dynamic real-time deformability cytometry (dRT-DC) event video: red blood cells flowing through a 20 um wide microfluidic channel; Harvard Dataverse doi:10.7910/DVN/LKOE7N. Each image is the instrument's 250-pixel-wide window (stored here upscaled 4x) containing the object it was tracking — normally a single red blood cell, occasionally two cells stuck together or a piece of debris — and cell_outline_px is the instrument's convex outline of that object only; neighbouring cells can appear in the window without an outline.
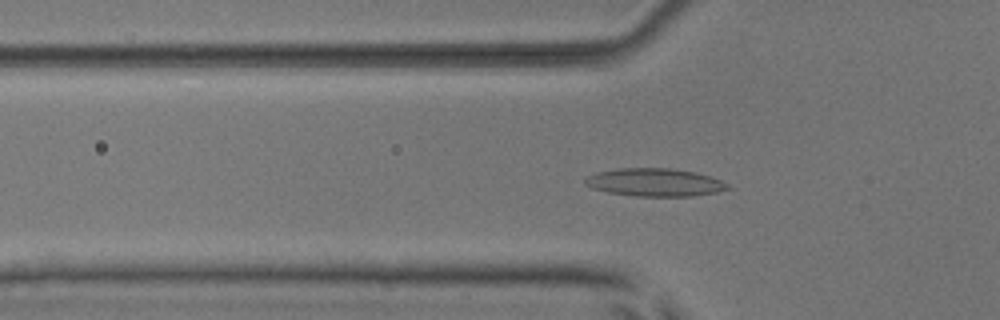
{"species": "common noctule bat (a hibernating species)", "species_latin": "Nyctalus noctula", "temperature_condition": "room temperature", "stored_images_in_passage": 42, "camera_frame_rate_fps": 3000, "um_per_image_px": 0.085, "animal": {"sex": "male", "body_mass_g": 17.9, "forearm_length_mm": 54.2}, "frame": {"image": 1, "passage_image": 12, "time_ms": 3.667, "image_size_px": [1000, 320], "cell_outline_px": [[732, 188], [716, 192], [692, 196], [636, 196], [608, 192], [592, 188], [584, 184], [584, 180], [588, 176], [596, 172], [620, 168], [668, 168], [696, 172], [720, 180], [728, 184]], "centroid_in_image_um": [55.64, 15.5], "position_along_channel_um": 70.2, "area_um2": 23.12}}
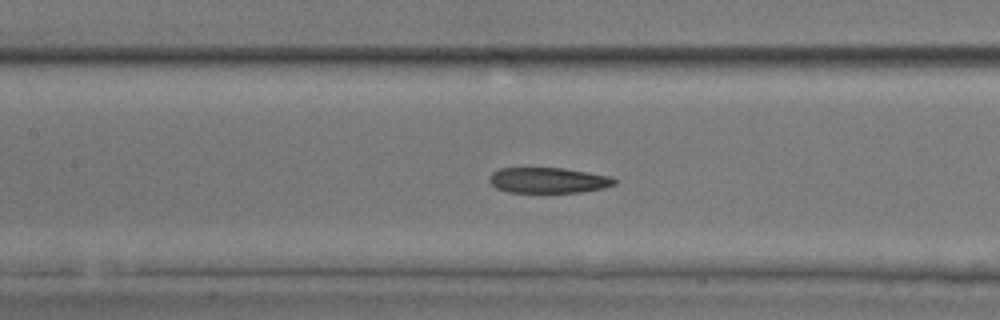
{"frame": {"image": 2, "passage_image": 19, "time_ms": 6.0, "image_size_px": [1000, 320], "cell_outline_px": [[616, 184], [604, 188], [580, 192], [508, 192], [496, 188], [488, 180], [492, 172], [500, 168], [564, 168], [608, 176], [616, 180]], "centroid_in_image_um": [46.58, 15.32], "position_along_channel_um": 160.8, "area_um2": 18.5}}
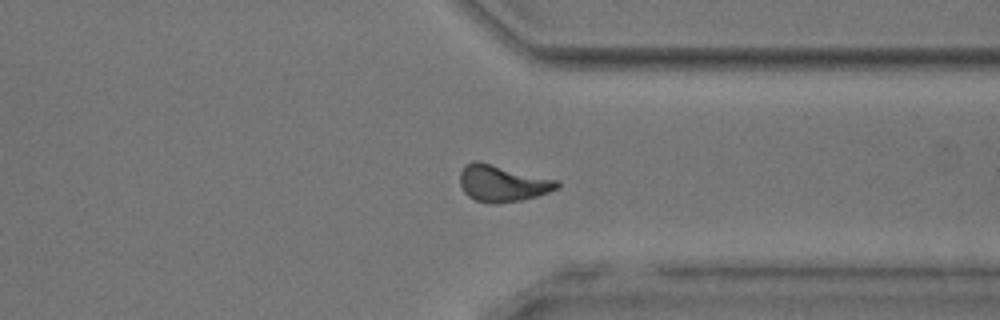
{"frame": {"image": 3, "passage_image": 35, "time_ms": 11.333, "image_size_px": [1000, 320], "cell_outline_px": [[560, 184], [556, 188], [548, 192], [536, 196], [520, 200], [496, 204], [492, 204], [476, 200], [468, 196], [464, 192], [460, 184], [460, 172], [464, 164], [472, 160], [476, 160], [556, 180]], "centroid_in_image_um": [42.63, 15.58], "position_along_channel_um": 368.8, "area_um2": 20.46}}